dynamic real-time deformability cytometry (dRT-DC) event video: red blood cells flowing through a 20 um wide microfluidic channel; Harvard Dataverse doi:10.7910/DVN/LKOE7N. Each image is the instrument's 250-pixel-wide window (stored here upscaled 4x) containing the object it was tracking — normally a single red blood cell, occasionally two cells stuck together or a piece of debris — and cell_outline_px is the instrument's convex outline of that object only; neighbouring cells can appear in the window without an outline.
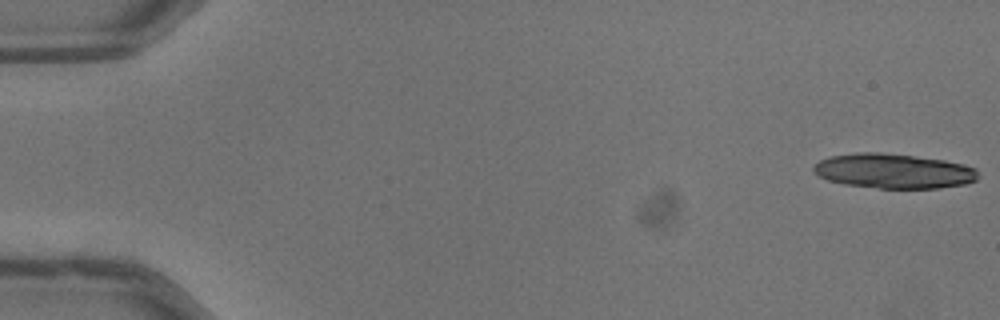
{"species": "common noctule bat (a hibernating species)", "species_latin": "Nyctalus noctula", "temperature_condition": "warm", "stored_images_in_passage": 38, "camera_frame_rate_fps": 3000, "um_per_image_px": 0.085, "animal": {"sex": "male", "body_mass_g": 13.3}, "frame": {"image": 1, "passage_image": 1, "time_ms": 0.0, "image_size_px": [1000, 320], "cell_outline_px": [[980, 176], [976, 180], [964, 184], [940, 188], [880, 188], [844, 184], [828, 180], [820, 176], [812, 168], [820, 160], [832, 156], [856, 152], [880, 152], [944, 160], [976, 168]], "centroid_in_image_um": [75.98, 14.54], "position_along_channel_um": 9.0, "area_um2": 33.06}}
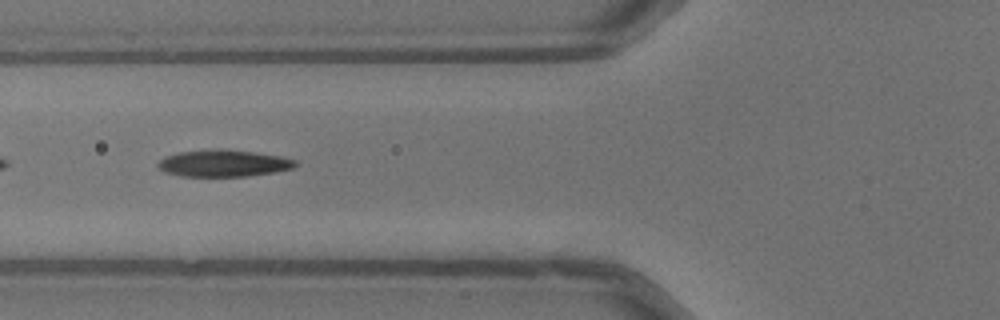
{"frame": {"image": 2, "passage_image": 21, "time_ms": 6.667, "image_size_px": [1000, 320], "cell_outline_px": [[296, 164], [292, 168], [272, 172], [248, 176], [180, 176], [164, 172], [156, 168], [156, 164], [164, 156], [180, 152], [252, 152], [280, 156], [296, 160]], "centroid_in_image_um": [18.94, 13.93], "position_along_channel_um": 106.9, "area_um2": 20.4}}
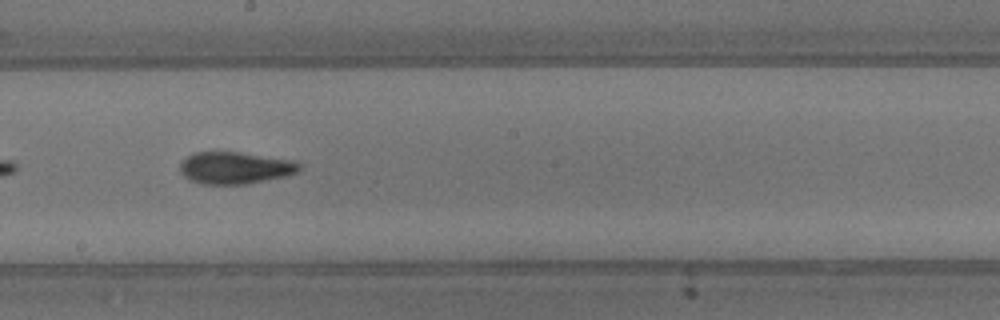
{"frame": {"image": 3, "passage_image": 30, "time_ms": 9.667, "image_size_px": [1000, 320], "cell_outline_px": [[300, 168], [296, 172], [284, 176], [248, 184], [200, 184], [188, 180], [180, 172], [180, 160], [192, 152], [240, 152], [296, 160], [300, 164]], "centroid_in_image_um": [19.93, 14.26], "position_along_channel_um": 228.3, "area_um2": 22.54}}